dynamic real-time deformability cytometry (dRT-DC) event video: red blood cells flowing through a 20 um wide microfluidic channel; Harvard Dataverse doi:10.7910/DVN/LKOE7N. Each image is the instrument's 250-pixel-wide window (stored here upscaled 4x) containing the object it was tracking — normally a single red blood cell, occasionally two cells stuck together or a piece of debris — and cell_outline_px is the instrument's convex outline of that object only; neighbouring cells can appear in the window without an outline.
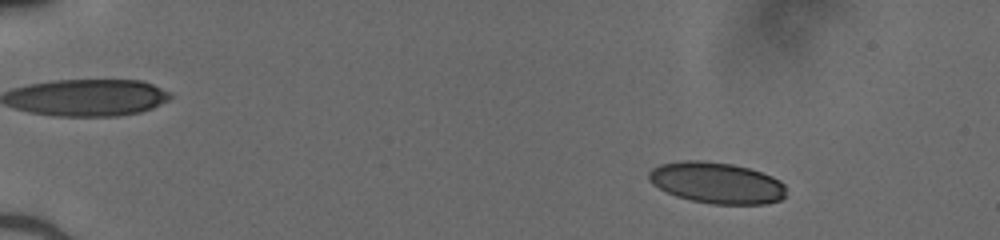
{"species": "human", "species_latin": "Homo sapiens", "temperature_condition": "cold", "stored_images_in_passage": 34, "camera_frame_rate_fps": 3000, "um_per_image_px": 0.085, "donor": {"sex": "male"}, "frame": {"image": 1, "passage_image": 5, "time_ms": 1.333, "image_size_px": [1000, 240], "cell_outline_px": [[784, 196], [780, 200], [764, 204], [712, 204], [692, 200], [676, 196], [652, 184], [648, 180], [648, 172], [652, 168], [660, 164], [680, 160], [704, 160], [732, 164], [748, 168], [772, 176], [780, 180], [784, 184]], "centroid_in_image_um": [60.89, 15.53], "position_along_channel_um": 24.1, "area_um2": 33.0}}
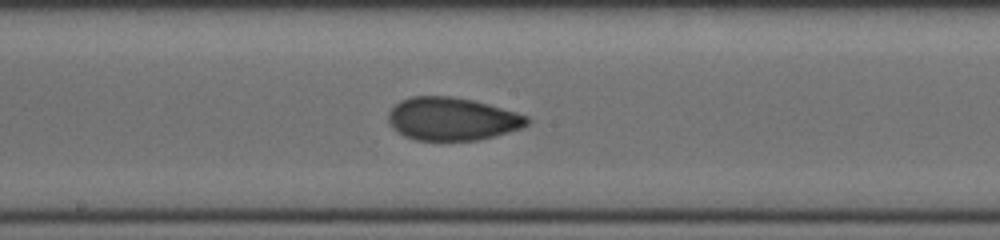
{"frame": {"image": 2, "passage_image": 20, "time_ms": 6.333, "image_size_px": [1000, 240], "cell_outline_px": [[532, 120], [528, 124], [520, 128], [508, 132], [480, 140], [416, 140], [404, 136], [392, 128], [388, 124], [388, 112], [400, 100], [412, 96], [452, 96], [472, 100], [488, 104], [516, 112], [528, 116]], "centroid_in_image_um": [38.41, 10.11], "position_along_channel_um": 209.8, "area_um2": 34.85}}
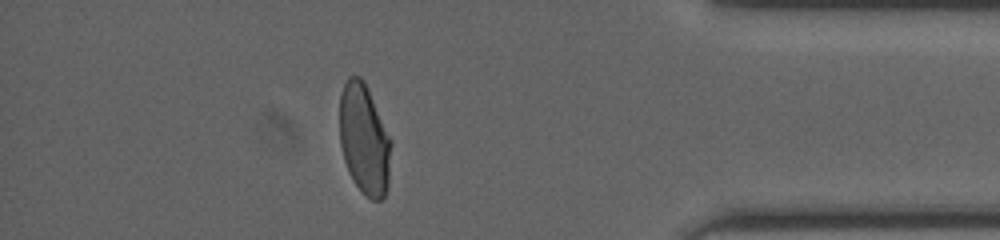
{"frame": {"image": 3, "passage_image": 31, "time_ms": 10.0, "image_size_px": [1000, 240], "cell_outline_px": [[392, 144], [388, 184], [384, 196], [380, 200], [372, 200], [352, 180], [348, 172], [344, 160], [340, 144], [340, 96], [344, 84], [348, 76], [360, 76], [364, 80], [392, 140]], "centroid_in_image_um": [30.97, 11.82], "position_along_channel_um": 404.2, "area_um2": 33.23}}